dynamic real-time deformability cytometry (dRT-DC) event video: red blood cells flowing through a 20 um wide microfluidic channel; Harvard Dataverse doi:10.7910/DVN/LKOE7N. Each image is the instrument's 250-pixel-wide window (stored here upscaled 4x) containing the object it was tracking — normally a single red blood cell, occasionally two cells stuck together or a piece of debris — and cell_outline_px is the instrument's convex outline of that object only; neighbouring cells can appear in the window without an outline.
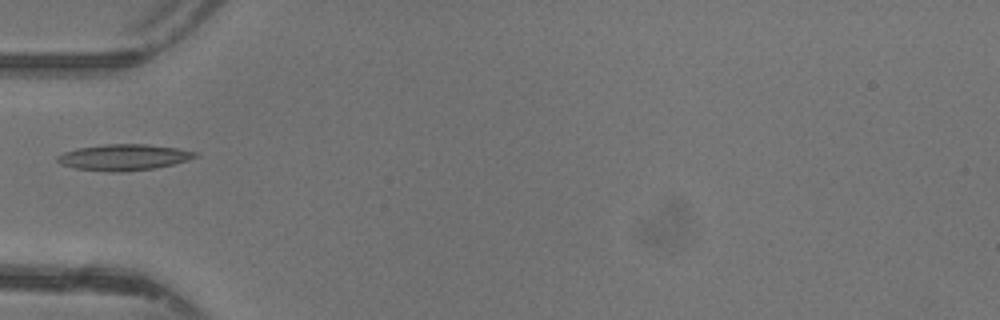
{"species": "common noctule bat (a hibernating species)", "species_latin": "Nyctalus noctula", "temperature_condition": "warm", "stored_images_in_passage": 27, "camera_frame_rate_fps": 3000, "um_per_image_px": 0.085, "animal": {"sex": "female"}, "frame": {"image": 1, "passage_image": 1, "time_ms": 0.0, "image_size_px": [1000, 320], "cell_outline_px": [[200, 156], [188, 160], [156, 168], [120, 172], [116, 172], [76, 168], [60, 164], [56, 160], [56, 156], [64, 152], [80, 148], [104, 144], [148, 144], [176, 148], [200, 152]], "centroid_in_image_um": [10.57, 13.36], "position_along_channel_um": 74.4, "area_um2": 20.92}}
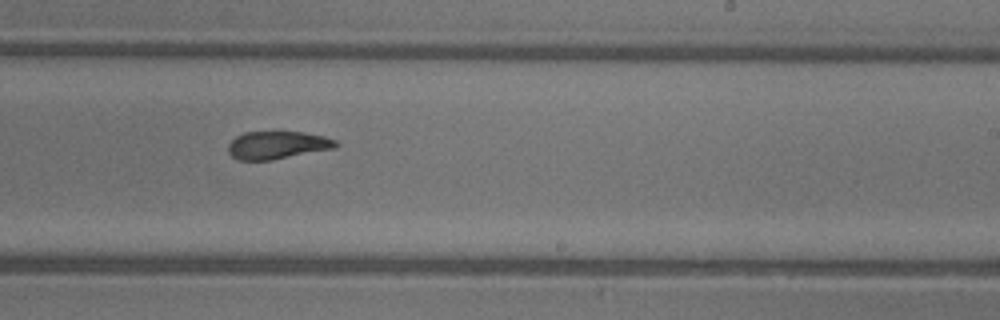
{"frame": {"image": 2, "passage_image": 14, "time_ms": 4.333, "image_size_px": [1000, 320], "cell_outline_px": [[340, 144], [336, 148], [272, 160], [240, 160], [232, 156], [228, 152], [228, 144], [236, 136], [244, 132], [272, 128], [304, 132], [324, 136], [336, 140]], "centroid_in_image_um": [23.58, 12.27], "position_along_channel_um": 265.4, "area_um2": 18.38}}
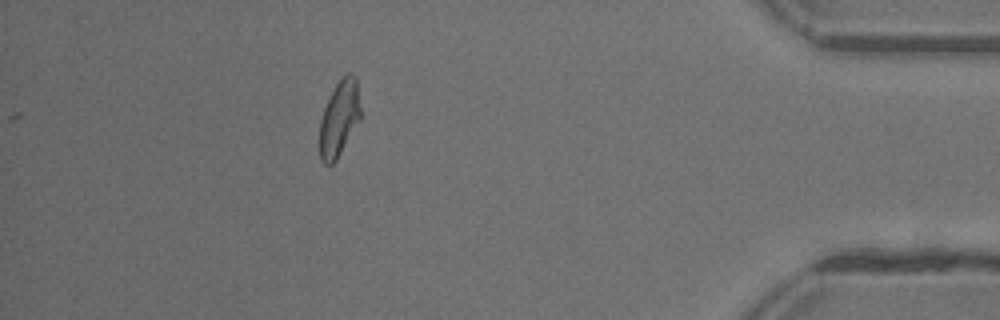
{"frame": {"image": 3, "passage_image": 27, "time_ms": 8.667, "image_size_px": [1000, 320], "cell_outline_px": [[360, 120], [336, 160], [332, 164], [324, 164], [320, 160], [320, 120], [324, 108], [340, 76], [348, 72], [352, 72], [356, 76], [360, 108]], "centroid_in_image_um": [28.84, 10.03], "position_along_channel_um": 406.4, "area_um2": 18.03}}